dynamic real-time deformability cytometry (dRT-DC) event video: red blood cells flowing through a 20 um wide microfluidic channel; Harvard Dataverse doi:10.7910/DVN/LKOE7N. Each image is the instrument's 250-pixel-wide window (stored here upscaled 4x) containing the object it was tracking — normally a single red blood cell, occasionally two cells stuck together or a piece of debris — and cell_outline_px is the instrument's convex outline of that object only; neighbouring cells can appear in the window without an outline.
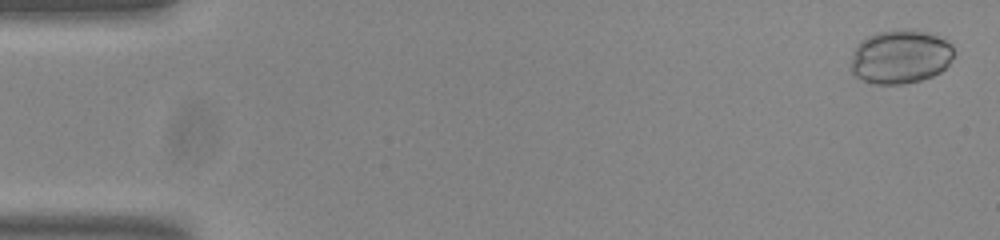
{"species": "common noctule bat (a hibernating species)", "species_latin": "Nyctalus noctula", "temperature_condition": "room temperature", "stored_images_in_passage": 55, "camera_frame_rate_fps": 3000, "um_per_image_px": 0.085, "animal": {"sex": "male", "body_mass_g": 20.0, "forearm_length_mm": 53.3}, "frame": {"image": 1, "passage_image": 2, "time_ms": 0.333, "image_size_px": [1000, 240], "cell_outline_px": [[952, 56], [948, 64], [940, 72], [932, 76], [920, 80], [904, 84], [872, 84], [856, 76], [852, 72], [852, 56], [856, 44], [860, 40], [868, 36], [880, 32], [928, 32], [952, 44]], "centroid_in_image_um": [76.5, 4.87], "position_along_channel_um": 8.5, "area_um2": 31.5}}